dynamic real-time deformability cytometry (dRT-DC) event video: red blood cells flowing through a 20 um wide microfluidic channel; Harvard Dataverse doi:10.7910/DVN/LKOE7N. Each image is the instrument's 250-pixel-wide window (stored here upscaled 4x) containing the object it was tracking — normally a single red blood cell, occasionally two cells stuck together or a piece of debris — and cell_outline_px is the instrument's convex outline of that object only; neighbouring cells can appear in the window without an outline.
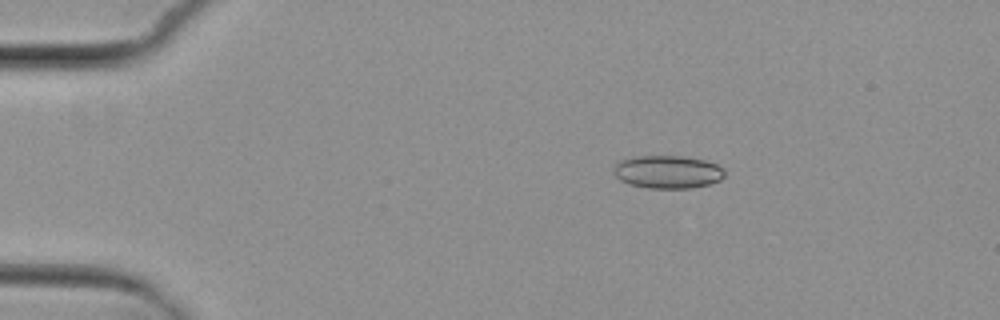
{"species": "common noctule bat (a hibernating species)", "species_latin": "Nyctalus noctula", "temperature_condition": "cold", "stored_images_in_passage": 6, "camera_frame_rate_fps": 3000, "um_per_image_px": 0.085, "animal": {"sex": "female", "body_mass_g": 29.2, "forearm_length_mm": 56.3}, "frame": {"image": 1, "passage_image": 3, "time_ms": 2.333, "image_size_px": [1000, 320], "cell_outline_px": [[724, 176], [720, 180], [708, 184], [692, 188], [648, 188], [628, 184], [620, 180], [612, 172], [612, 168], [620, 160], [632, 156], [688, 156], [704, 160], [716, 164], [724, 168]], "centroid_in_image_um": [56.72, 14.6], "position_along_channel_um": 28.3, "area_um2": 21.56}}
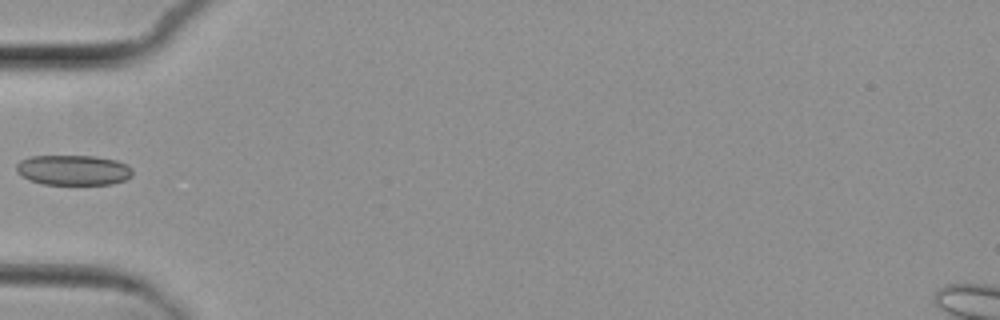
{"frame": {"image": 2, "passage_image": 6, "time_ms": 5.667, "image_size_px": [1000, 320], "cell_outline_px": [[132, 176], [124, 180], [112, 184], [44, 184], [28, 180], [16, 172], [16, 164], [20, 160], [28, 156], [96, 156], [116, 160], [128, 164], [132, 168]], "centroid_in_image_um": [6.22, 14.45], "position_along_channel_um": 78.8, "area_um2": 20.63}}